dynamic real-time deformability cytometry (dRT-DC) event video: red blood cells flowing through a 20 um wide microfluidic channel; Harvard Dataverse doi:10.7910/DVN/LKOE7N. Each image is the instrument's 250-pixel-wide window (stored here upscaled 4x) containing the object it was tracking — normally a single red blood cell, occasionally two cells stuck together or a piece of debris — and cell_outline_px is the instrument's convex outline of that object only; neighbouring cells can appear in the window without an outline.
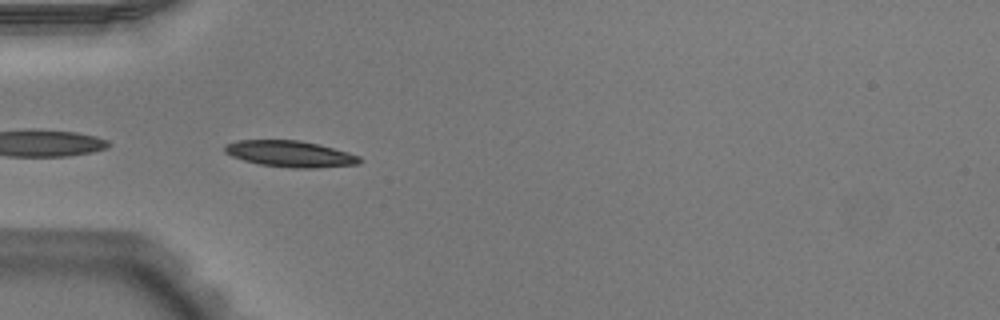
{"species": "Egyptian fruit bat (a non-hibernating species)", "species_latin": "Rousettus aegyptiacus", "temperature_condition": "warm", "stored_images_in_passage": 23, "camera_frame_rate_fps": 3000, "um_per_image_px": 0.085, "animal": {"sex": "male"}, "frame": {"image": 1, "passage_image": 1, "time_ms": 0.0, "image_size_px": [1000, 320], "cell_outline_px": [[360, 164], [316, 168], [292, 168], [260, 164], [244, 160], [232, 156], [224, 152], [224, 144], [236, 140], [300, 140], [320, 144], [348, 152], [360, 156]], "centroid_in_image_um": [24.66, 13.07], "position_along_channel_um": 60.3, "area_um2": 20.75}}
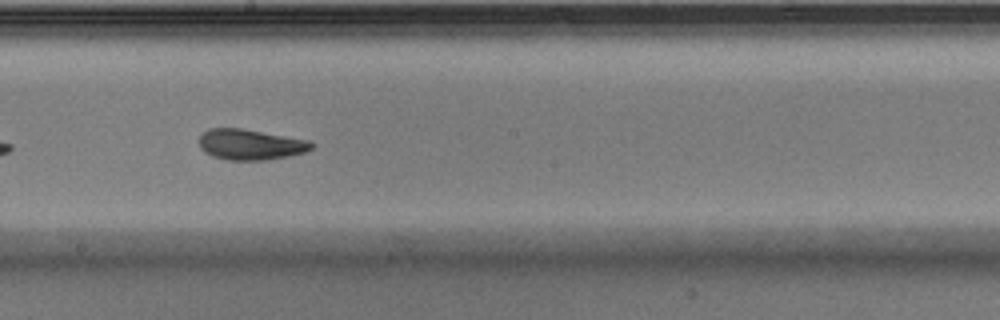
{"frame": {"image": 2, "passage_image": 14, "time_ms": 4.333, "image_size_px": [1000, 320], "cell_outline_px": [[316, 144], [312, 148], [304, 152], [288, 156], [268, 160], [228, 160], [212, 156], [204, 152], [200, 148], [200, 132], [208, 128], [240, 128], [308, 140]], "centroid_in_image_um": [21.25, 12.28], "position_along_channel_um": 226.9, "area_um2": 20.11}}
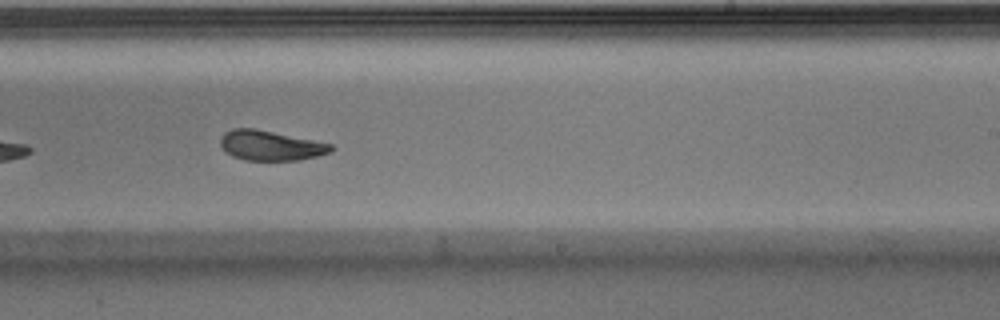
{"frame": {"image": 3, "passage_image": 17, "time_ms": 5.333, "image_size_px": [1000, 320], "cell_outline_px": [[336, 148], [332, 152], [300, 160], [244, 160], [232, 156], [220, 144], [220, 136], [224, 132], [232, 128], [256, 128], [332, 144]], "centroid_in_image_um": [23.01, 12.36], "position_along_channel_um": 266.0, "area_um2": 19.36}}